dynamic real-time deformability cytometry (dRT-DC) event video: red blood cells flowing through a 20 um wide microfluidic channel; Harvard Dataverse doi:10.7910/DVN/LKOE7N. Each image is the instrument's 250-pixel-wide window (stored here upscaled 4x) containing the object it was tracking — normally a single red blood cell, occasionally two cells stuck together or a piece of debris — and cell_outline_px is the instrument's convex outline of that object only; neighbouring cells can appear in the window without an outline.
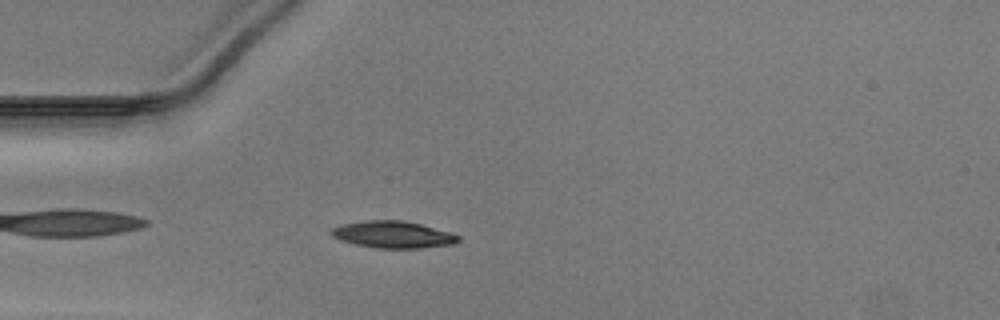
{"species": "Egyptian fruit bat (a non-hibernating species)", "species_latin": "Rousettus aegyptiacus", "temperature_condition": "warm", "stored_images_in_passage": 40, "camera_frame_rate_fps": 3000, "um_per_image_px": 0.085, "animal": {"sex": "male"}, "frame": {"image": 1, "passage_image": 4, "time_ms": 1.0, "image_size_px": [1000, 320], "cell_outline_px": [[460, 240], [456, 244], [420, 248], [376, 248], [356, 244], [340, 240], [332, 236], [328, 232], [332, 228], [340, 224], [364, 220], [404, 220], [452, 232], [460, 236]], "centroid_in_image_um": [33.41, 19.93], "position_along_channel_um": 51.6, "area_um2": 20.17}}
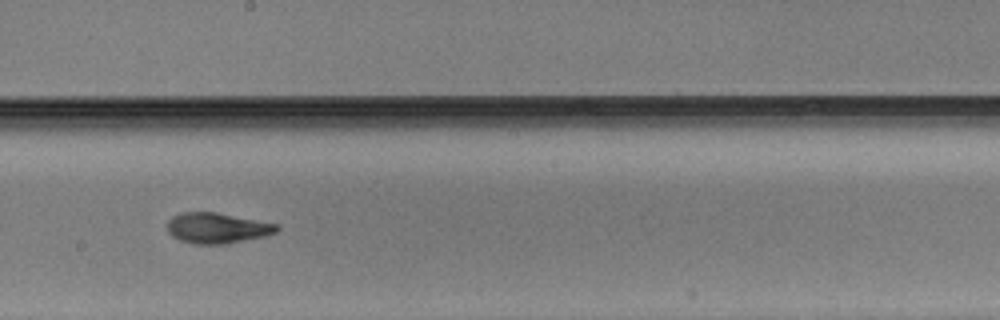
{"frame": {"image": 2, "passage_image": 18, "time_ms": 5.667, "image_size_px": [1000, 320], "cell_outline_px": [[280, 228], [276, 232], [264, 236], [228, 244], [192, 244], [180, 240], [172, 236], [168, 232], [168, 220], [172, 216], [184, 212], [216, 212], [280, 224]], "centroid_in_image_um": [18.48, 19.38], "position_along_channel_um": 229.7, "area_um2": 19.65}}
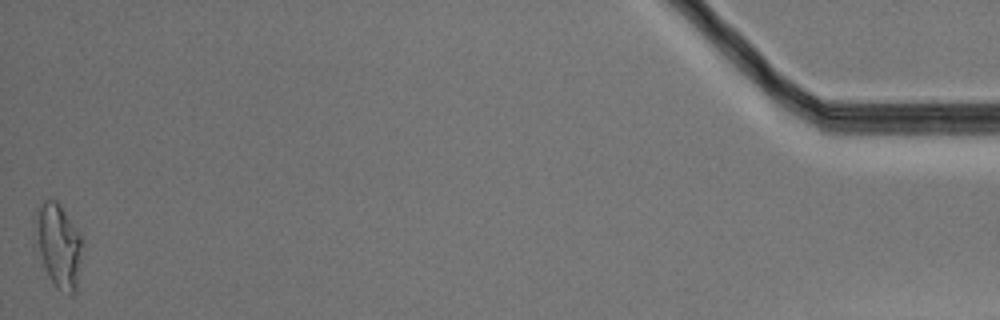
{"frame": {"image": 3, "passage_image": 40, "time_ms": 13.0, "image_size_px": [1000, 320], "cell_outline_px": [[84, 240], [76, 288], [72, 296], [68, 296], [60, 292], [56, 288], [44, 264], [40, 252], [32, 220], [36, 212], [44, 200], [56, 200], [60, 204], [80, 232]], "centroid_in_image_um": [5.01, 20.85], "position_along_channel_um": 430.2, "area_um2": 23.0}}